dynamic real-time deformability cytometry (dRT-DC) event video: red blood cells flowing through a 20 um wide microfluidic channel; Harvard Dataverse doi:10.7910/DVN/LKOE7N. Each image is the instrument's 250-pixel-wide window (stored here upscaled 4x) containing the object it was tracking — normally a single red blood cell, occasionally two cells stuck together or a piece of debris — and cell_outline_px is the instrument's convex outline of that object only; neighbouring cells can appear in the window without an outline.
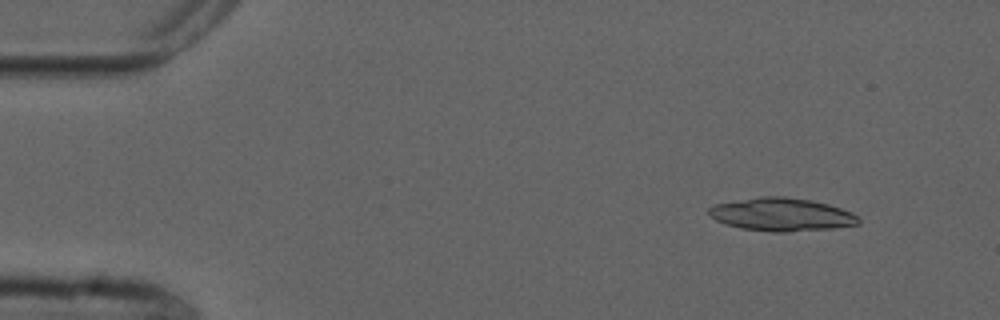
{"species": "common noctule bat (a hibernating species)", "species_latin": "Nyctalus noctula", "temperature_condition": "cold", "stored_images_in_passage": 4, "camera_frame_rate_fps": 3000, "um_per_image_px": 0.085, "animal": {"sex": "male", "forearm_length_mm": 52.5}, "frame": {"image": 1, "passage_image": 2, "time_ms": 1.667, "image_size_px": [1000, 320], "cell_outline_px": [[860, 224], [832, 228], [788, 232], [772, 232], [740, 228], [716, 220], [708, 216], [708, 208], [712, 204], [760, 196], [784, 196], [812, 200], [828, 204], [852, 212], [860, 220]], "centroid_in_image_um": [66.4, 18.22], "position_along_channel_um": 18.6, "area_um2": 29.02}}